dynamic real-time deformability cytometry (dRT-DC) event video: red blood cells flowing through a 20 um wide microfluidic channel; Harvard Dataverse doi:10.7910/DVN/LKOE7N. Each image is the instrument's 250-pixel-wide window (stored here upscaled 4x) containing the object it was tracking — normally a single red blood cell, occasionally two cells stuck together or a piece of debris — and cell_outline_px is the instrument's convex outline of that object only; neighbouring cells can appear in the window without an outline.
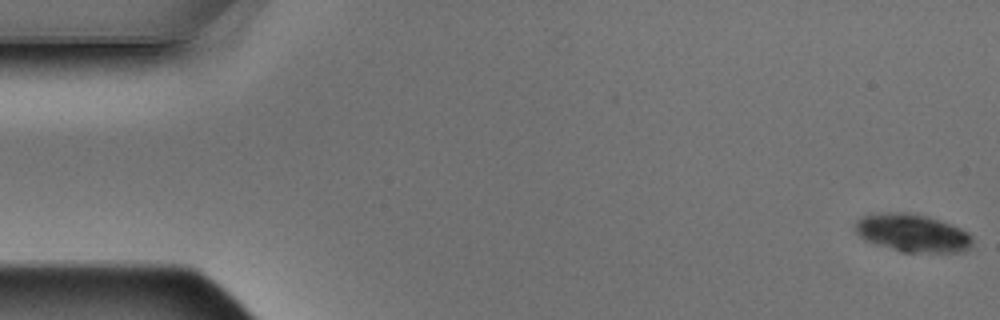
{"species": "Egyptian fruit bat (a non-hibernating species)", "species_latin": "Rousettus aegyptiacus", "temperature_condition": "warm", "stored_images_in_passage": 5, "camera_frame_rate_fps": 3000, "um_per_image_px": 0.085, "animal": {"sex": "male"}, "frame": {"image": 1, "passage_image": 1, "time_ms": 0.0, "image_size_px": [1000, 320], "cell_outline_px": [[972, 244], [964, 252], [900, 252], [864, 240], [856, 232], [856, 220], [864, 216], [888, 212], [904, 212], [924, 216], [960, 228], [968, 232], [972, 236]], "centroid_in_image_um": [77.55, 19.83], "position_along_channel_um": 7.4, "area_um2": 25.55}}
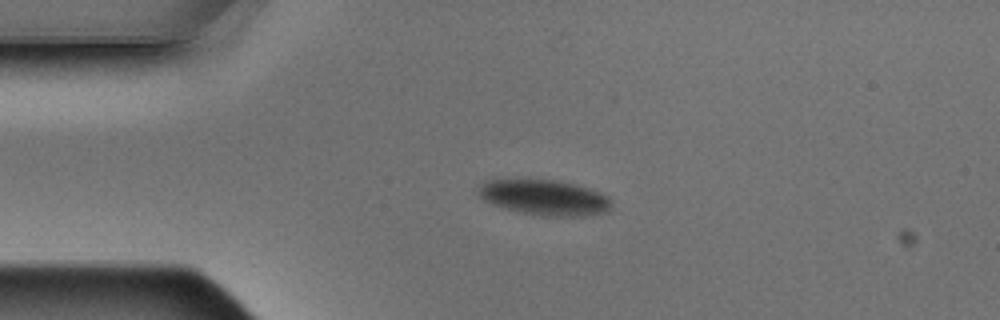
{"frame": {"image": 2, "passage_image": 4, "time_ms": 1.0, "image_size_px": [1000, 320], "cell_outline_px": [[612, 208], [608, 212], [584, 216], [540, 216], [516, 212], [492, 204], [484, 200], [476, 192], [476, 188], [484, 180], [556, 180], [588, 188], [608, 196]], "centroid_in_image_um": [46.24, 16.8], "position_along_channel_um": 38.8, "area_um2": 27.63}}